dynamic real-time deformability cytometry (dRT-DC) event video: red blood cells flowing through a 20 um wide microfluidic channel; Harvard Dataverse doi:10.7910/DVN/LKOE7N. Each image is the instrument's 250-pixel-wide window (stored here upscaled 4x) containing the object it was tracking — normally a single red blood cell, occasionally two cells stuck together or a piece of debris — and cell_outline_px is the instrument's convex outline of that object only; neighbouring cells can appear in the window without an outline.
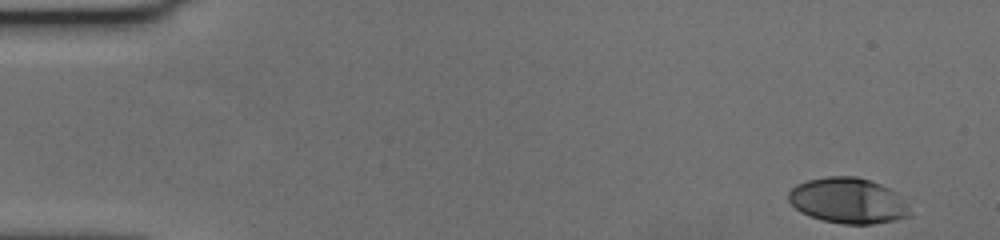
{"species": "human", "species_latin": "Homo sapiens", "temperature_condition": "cold", "stored_images_in_passage": 56, "camera_frame_rate_fps": 3000, "um_per_image_px": 0.085, "donor": {"sex": "female"}, "frame": {"image": 1, "passage_image": 1, "time_ms": 0.0, "image_size_px": [1000, 240], "cell_outline_px": [[912, 216], [896, 220], [872, 224], [844, 224], [824, 220], [808, 216], [800, 212], [788, 200], [788, 192], [796, 184], [808, 180], [828, 176], [856, 176], [880, 184], [896, 192]], "centroid_in_image_um": [72.04, 17.06], "position_along_channel_um": 13.0, "area_um2": 32.02}}
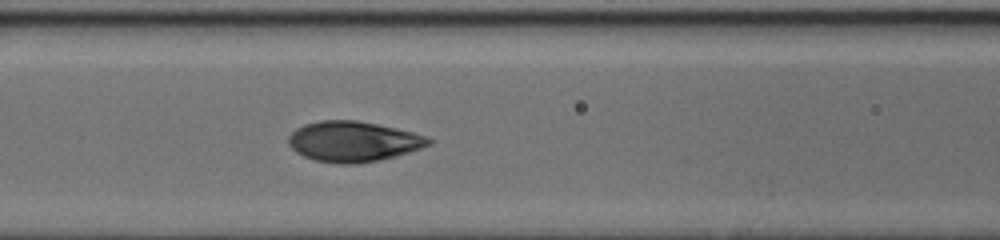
{"frame": {"image": 2, "passage_image": 23, "time_ms": 7.333, "image_size_px": [1000, 240], "cell_outline_px": [[432, 144], [396, 156], [380, 160], [356, 164], [336, 164], [316, 160], [304, 156], [296, 152], [288, 144], [288, 136], [296, 128], [304, 124], [320, 120], [356, 120], [396, 128], [428, 136], [432, 140]], "centroid_in_image_um": [30.02, 12.03], "position_along_channel_um": 136.6, "area_um2": 33.06}}
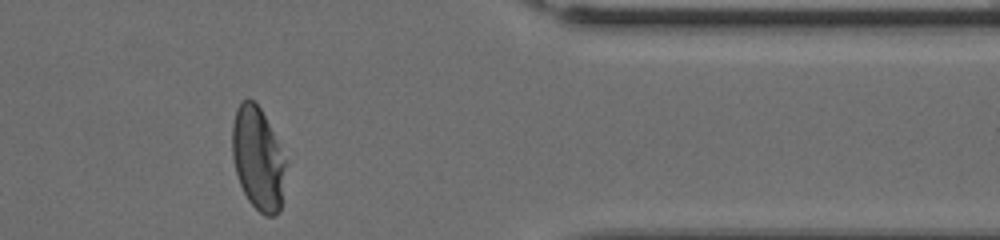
{"frame": {"image": 3, "passage_image": 46, "time_ms": 15.0, "image_size_px": [1000, 240], "cell_outline_px": [[288, 164], [280, 212], [272, 216], [264, 216], [248, 200], [240, 184], [236, 172], [232, 156], [232, 124], [236, 108], [240, 100], [248, 96], [260, 108]], "centroid_in_image_um": [21.93, 13.49], "position_along_channel_um": 389.5, "area_um2": 32.37}, "authors_computed_cell_mechanics": {"area_um2": 32.9749, "velocity_mm_per_s": 3.555, "shape_relaxation_time_tau1_ms": 4.2019, "shape_relaxation_time_tau2_ms": null, "deformation_change_tau1": 0.1888, "deformation_change_tau2": null}}